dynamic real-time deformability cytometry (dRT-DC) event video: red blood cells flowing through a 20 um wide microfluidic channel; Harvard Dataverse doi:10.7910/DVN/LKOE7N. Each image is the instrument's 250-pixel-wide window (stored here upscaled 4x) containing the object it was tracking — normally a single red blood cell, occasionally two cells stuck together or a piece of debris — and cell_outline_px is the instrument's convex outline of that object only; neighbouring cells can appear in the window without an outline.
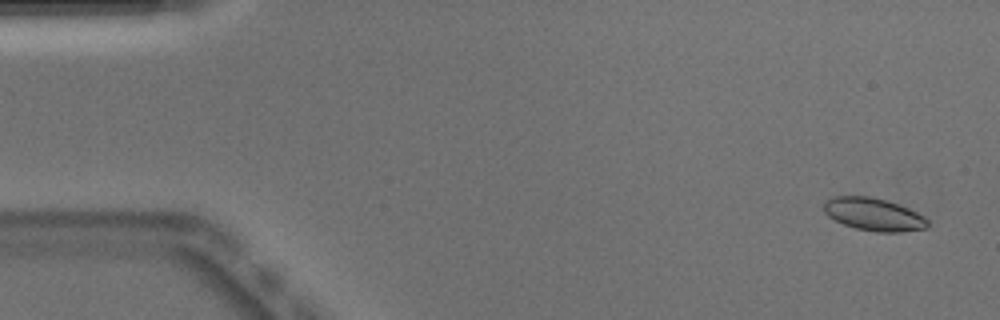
{"species": "Egyptian fruit bat (a non-hibernating species)", "species_latin": "Rousettus aegyptiacus", "temperature_condition": "warm", "stored_images_in_passage": 51, "camera_frame_rate_fps": 3000, "um_per_image_px": 0.085, "animal": {"sex": "male"}, "frame": {"image": 1, "passage_image": 1, "time_ms": 0.0, "image_size_px": [1000, 320], "cell_outline_px": [[928, 228], [900, 232], [876, 232], [856, 228], [844, 224], [828, 216], [824, 212], [824, 204], [832, 196], [872, 196], [908, 208], [924, 216], [928, 220]], "centroid_in_image_um": [74.27, 18.22], "position_along_channel_um": 10.7, "area_um2": 19.65}}
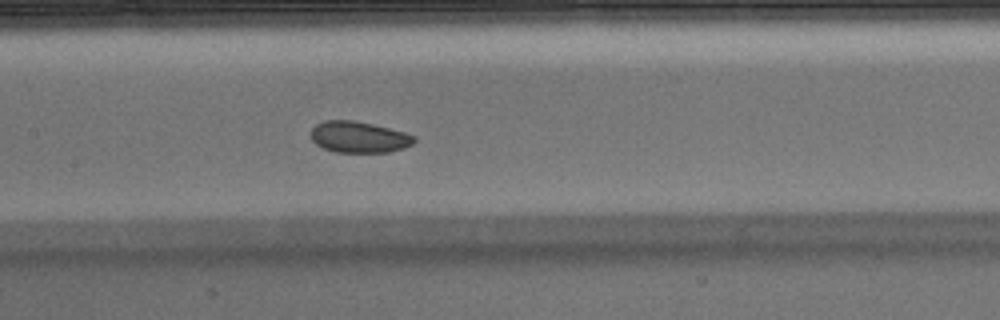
{"frame": {"image": 2, "passage_image": 23, "time_ms": 7.333, "image_size_px": [1000, 320], "cell_outline_px": [[416, 140], [412, 144], [404, 148], [388, 152], [336, 152], [324, 148], [316, 144], [312, 140], [312, 128], [316, 124], [324, 120], [356, 120], [404, 132], [416, 136]], "centroid_in_image_um": [30.51, 11.64], "position_along_channel_um": 176.9, "area_um2": 18.79}}
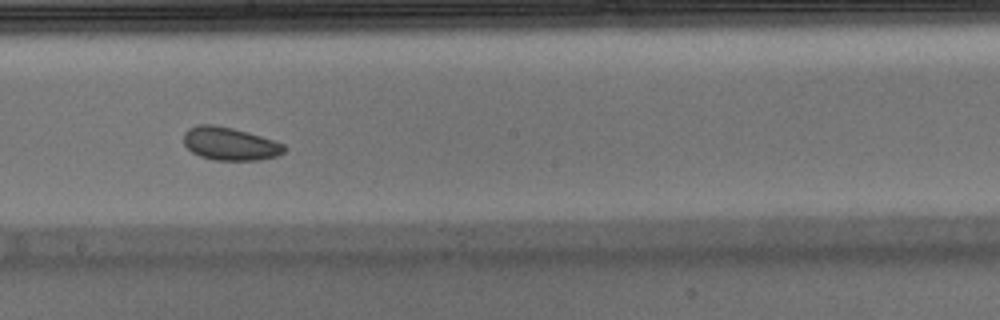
{"frame": {"image": 3, "passage_image": 27, "time_ms": 8.667, "image_size_px": [1000, 320], "cell_outline_px": [[288, 148], [284, 152], [276, 156], [260, 160], [216, 160], [200, 156], [192, 152], [184, 144], [184, 132], [188, 128], [196, 124], [212, 124], [232, 128], [260, 136], [284, 144]], "centroid_in_image_um": [19.53, 12.22], "position_along_channel_um": 228.7, "area_um2": 19.31}, "authors_computed_cell_mechanics": {"area_um2": 19.8832, "velocity_mm_per_s": 3.8918, "shape_relaxation_time_tau1_ms": 3.7236, "shape_relaxation_time_tau2_ms": 6.4983, "deformation_change_tau1": 0.0392, "deformation_change_tau2": 0.1234}}